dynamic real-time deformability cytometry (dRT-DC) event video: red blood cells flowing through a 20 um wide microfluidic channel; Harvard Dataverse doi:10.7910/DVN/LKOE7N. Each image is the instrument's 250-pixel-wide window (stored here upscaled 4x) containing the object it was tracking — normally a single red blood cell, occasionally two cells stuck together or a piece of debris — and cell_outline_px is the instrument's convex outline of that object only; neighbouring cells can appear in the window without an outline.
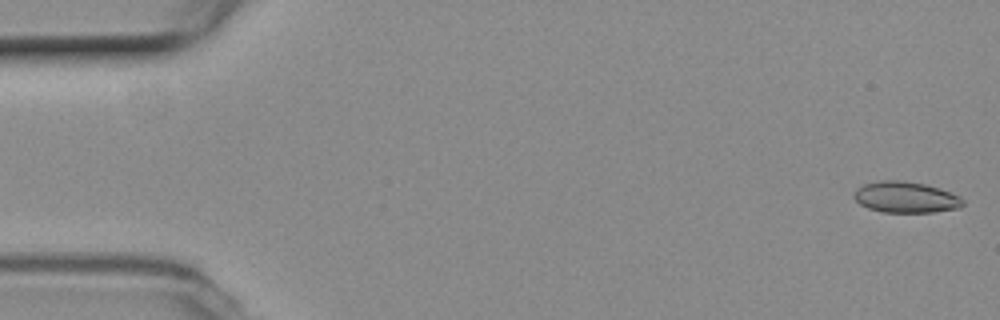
{"species": "common noctule bat (a hibernating species)", "species_latin": "Nyctalus noctula", "temperature_condition": "room temperature", "stored_images_in_passage": 11, "camera_frame_rate_fps": 3000, "um_per_image_px": 0.085, "animal": {"sex": "female", "body_mass_g": 19.3, "forearm_length_mm": 54.1}, "frame": {"image": 1, "passage_image": 1, "time_ms": 0.0, "image_size_px": [1000, 320], "cell_outline_px": [[964, 204], [960, 208], [932, 212], [884, 212], [868, 208], [860, 204], [852, 196], [852, 192], [856, 188], [864, 184], [880, 180], [904, 180], [924, 184], [940, 188], [960, 196], [964, 200]], "centroid_in_image_um": [76.97, 16.75], "position_along_channel_um": 8.0, "area_um2": 19.94}}